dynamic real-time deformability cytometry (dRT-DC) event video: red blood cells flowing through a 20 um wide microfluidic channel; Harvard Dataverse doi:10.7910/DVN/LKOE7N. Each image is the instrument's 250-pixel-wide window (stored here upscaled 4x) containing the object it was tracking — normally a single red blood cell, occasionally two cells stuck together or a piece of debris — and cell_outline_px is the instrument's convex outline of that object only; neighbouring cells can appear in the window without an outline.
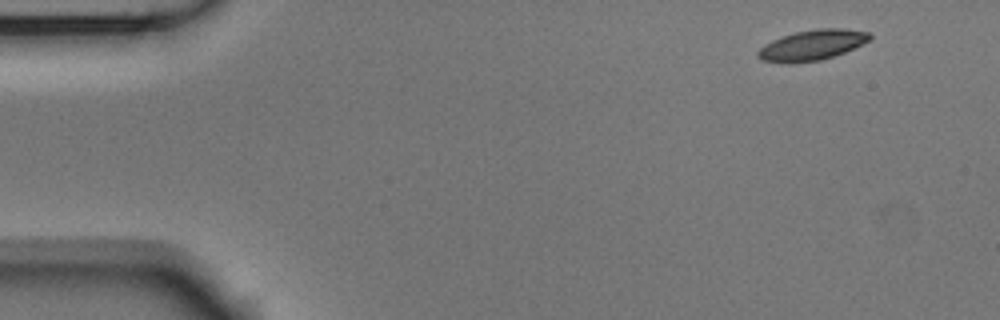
{"species": "Egyptian fruit bat (a non-hibernating species)", "species_latin": "Rousettus aegyptiacus", "temperature_condition": "room temperature", "stored_images_in_passage": 50, "camera_frame_rate_fps": 3000, "um_per_image_px": 0.085, "animal": {"sex": "male"}, "frame": {"image": 1, "passage_image": 1, "time_ms": 0.0, "image_size_px": [1000, 320], "cell_outline_px": [[872, 36], [868, 40], [844, 52], [820, 60], [764, 60], [756, 56], [756, 52], [764, 44], [772, 40], [796, 32], [816, 28], [844, 28], [868, 32]], "centroid_in_image_um": [69.06, 3.77], "position_along_channel_um": 15.9, "area_um2": 18.79}}
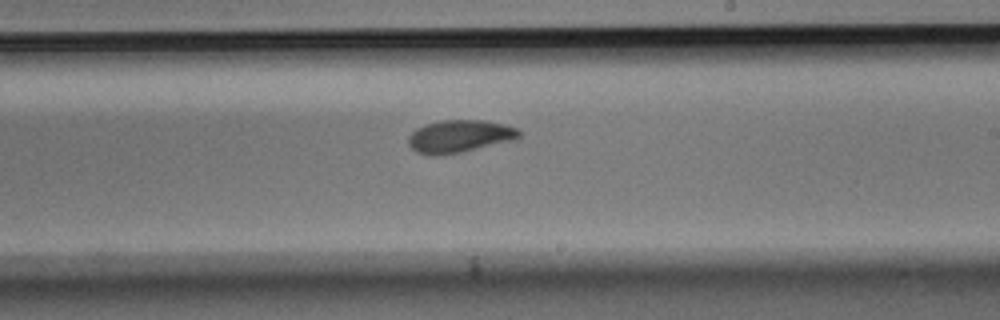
{"frame": {"image": 2, "passage_image": 28, "time_ms": 9.0, "image_size_px": [1000, 320], "cell_outline_px": [[520, 136], [512, 140], [460, 152], [436, 156], [432, 156], [416, 152], [408, 144], [408, 136], [416, 128], [440, 120], [484, 120], [504, 124], [516, 128], [520, 132]], "centroid_in_image_um": [39.02, 11.58], "position_along_channel_um": 250.0, "area_um2": 20.81}}
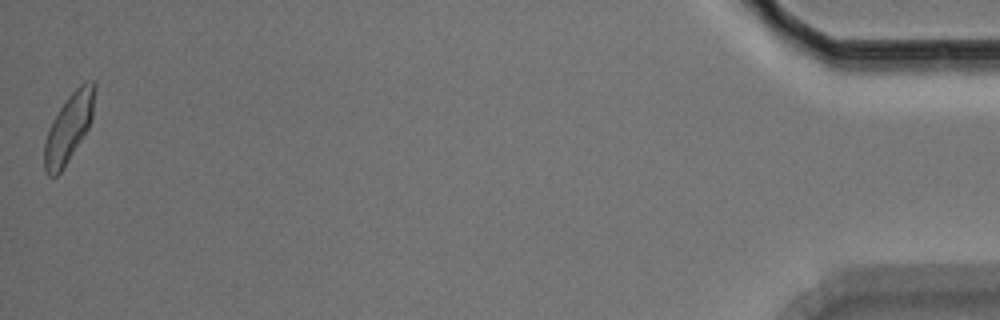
{"frame": {"image": 3, "passage_image": 50, "time_ms": 16.333, "image_size_px": [1000, 320], "cell_outline_px": [[96, 88], [92, 116], [88, 128], [68, 160], [60, 172], [56, 176], [48, 176], [44, 172], [44, 144], [48, 128], [52, 120], [68, 96], [84, 80], [92, 80], [96, 84]], "centroid_in_image_um": [5.84, 10.83], "position_along_channel_um": 429.4, "area_um2": 19.94}, "authors_computed_cell_mechanics": {"area_um2": 20.3167, "velocity_mm_per_s": 3.7329, "shape_relaxation_time_tau1_ms": 5.5132, "shape_relaxation_time_tau2_ms": 2.7634, "deformation_change_tau1": 0.149, "deformation_change_tau2": 0.0828}}